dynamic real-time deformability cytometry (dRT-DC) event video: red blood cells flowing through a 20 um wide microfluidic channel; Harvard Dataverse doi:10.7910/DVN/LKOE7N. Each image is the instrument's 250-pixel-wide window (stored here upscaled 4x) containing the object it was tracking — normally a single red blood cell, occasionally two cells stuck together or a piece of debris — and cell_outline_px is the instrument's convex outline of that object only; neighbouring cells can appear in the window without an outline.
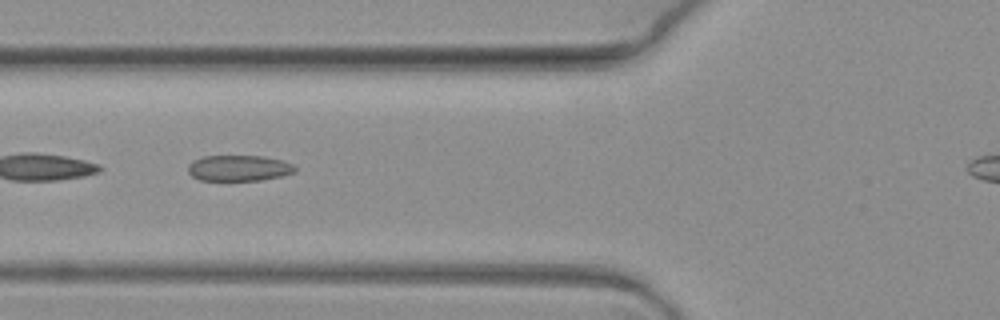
{"species": "common noctule bat (a hibernating species)", "species_latin": "Nyctalus noctula", "temperature_condition": "warm", "stored_images_in_passage": 8, "camera_frame_rate_fps": 3000, "um_per_image_px": 0.085, "animal": {"sex": "female", "body_mass_g": 19.3, "forearm_length_mm": 54.1}, "frame": {"image": 1, "passage_image": 6, "time_ms": 1.667, "image_size_px": [1000, 320], "cell_outline_px": [[296, 172], [280, 176], [260, 180], [200, 180], [192, 176], [188, 172], [188, 164], [192, 160], [204, 156], [264, 156], [284, 160], [292, 164], [296, 168]], "centroid_in_image_um": [20.3, 14.28], "position_along_channel_um": 105.5, "area_um2": 16.18}}